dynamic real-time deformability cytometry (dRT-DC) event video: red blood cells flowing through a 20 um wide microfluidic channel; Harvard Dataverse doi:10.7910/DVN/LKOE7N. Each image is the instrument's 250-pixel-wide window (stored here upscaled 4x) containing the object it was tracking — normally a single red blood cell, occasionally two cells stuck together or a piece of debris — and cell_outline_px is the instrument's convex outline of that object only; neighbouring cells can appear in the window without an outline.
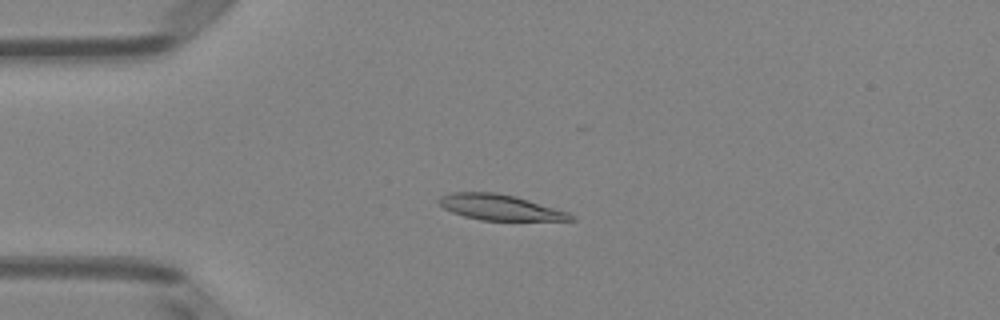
{"species": "Egyptian fruit bat (a non-hibernating species)", "species_latin": "Rousettus aegyptiacus", "temperature_condition": "room temperature", "stored_images_in_passage": 50, "camera_frame_rate_fps": 3000, "um_per_image_px": 0.085, "animal": {"sex": "female"}, "frame": {"image": 1, "passage_image": 12, "time_ms": 3.667, "image_size_px": [1000, 320], "cell_outline_px": [[576, 220], [480, 220], [464, 216], [452, 212], [444, 208], [436, 200], [440, 196], [452, 192], [496, 192], [516, 196], [568, 212], [576, 216]], "centroid_in_image_um": [42.48, 17.62], "position_along_channel_um": 42.5, "area_um2": 19.65}}
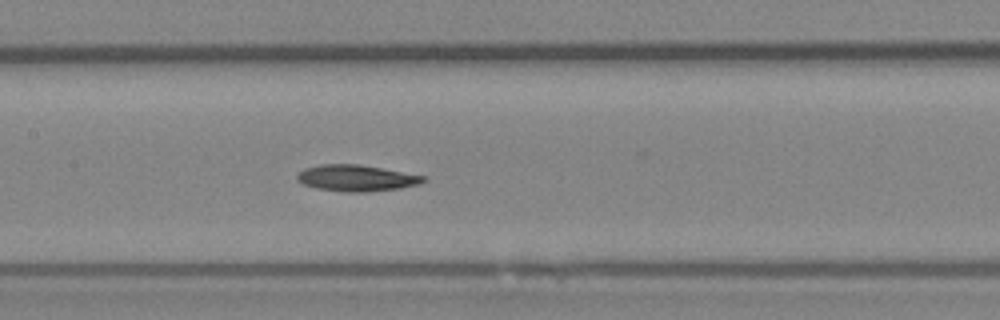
{"frame": {"image": 2, "passage_image": 24, "time_ms": 7.667, "image_size_px": [1000, 320], "cell_outline_px": [[428, 180], [420, 184], [400, 188], [368, 192], [344, 192], [316, 188], [304, 184], [296, 180], [296, 176], [304, 168], [320, 164], [356, 164], [428, 176]], "centroid_in_image_um": [30.32, 15.14], "position_along_channel_um": 177.1, "area_um2": 19.48}}
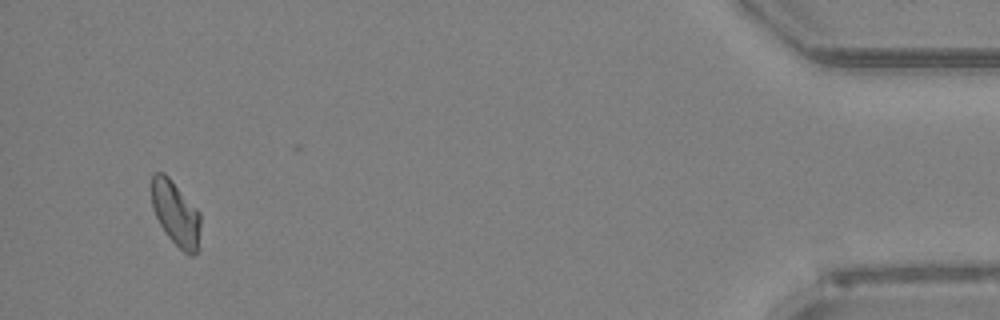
{"frame": {"image": 3, "passage_image": 48, "time_ms": 15.667, "image_size_px": [1000, 320], "cell_outline_px": [[200, 224], [196, 252], [192, 256], [188, 256], [168, 236], [160, 224], [152, 208], [152, 176], [156, 172], [164, 172], [168, 176], [200, 212]], "centroid_in_image_um": [14.93, 18.13], "position_along_channel_um": 420.3, "area_um2": 18.09}, "authors_computed_cell_mechanics": {"area_um2": 19.363, "velocity_mm_per_s": 3.9891, "shape_relaxation_time_tau1_ms": 4.636, "shape_relaxation_time_tau2_ms": 3.7586, "deformation_change_tau1": 0.1226, "deformation_change_tau2": 0.1054}}